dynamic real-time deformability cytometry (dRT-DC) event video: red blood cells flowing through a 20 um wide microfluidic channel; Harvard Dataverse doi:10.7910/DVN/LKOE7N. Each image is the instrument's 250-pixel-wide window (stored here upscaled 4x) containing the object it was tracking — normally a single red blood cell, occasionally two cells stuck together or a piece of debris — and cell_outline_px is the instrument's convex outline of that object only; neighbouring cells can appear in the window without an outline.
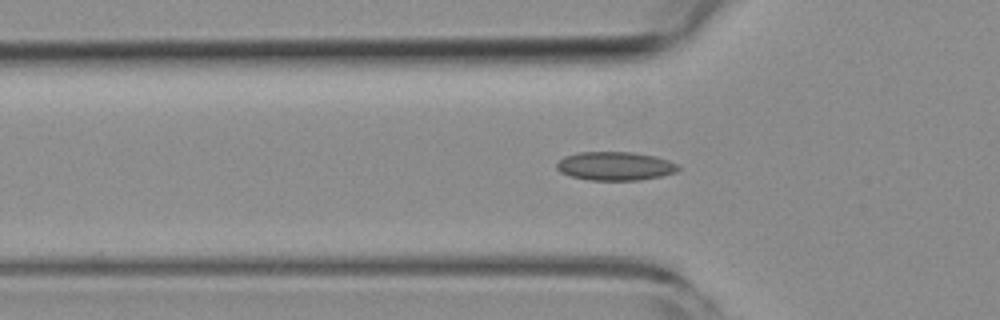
{"species": "common noctule bat (a hibernating species)", "species_latin": "Nyctalus noctula", "temperature_condition": "room temperature", "stored_images_in_passage": 43, "camera_frame_rate_fps": 3000, "um_per_image_px": 0.085, "animal": {"sex": "female", "body_mass_g": 19.3, "forearm_length_mm": 54.1}, "frame": {"image": 1, "passage_image": 6, "time_ms": 1.667, "image_size_px": [1000, 320], "cell_outline_px": [[680, 168], [676, 172], [660, 176], [640, 180], [588, 180], [572, 176], [560, 172], [556, 168], [556, 164], [564, 156], [580, 152], [632, 152], [656, 156], [680, 164]], "centroid_in_image_um": [52.31, 14.11], "position_along_channel_um": 73.5, "area_um2": 20.35}}
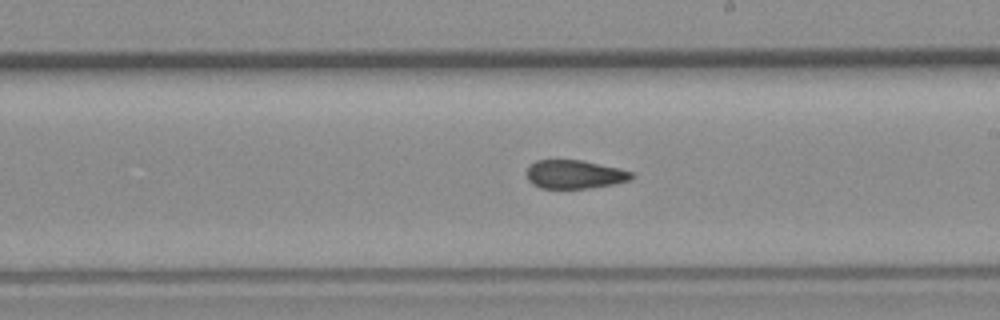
{"frame": {"image": 2, "passage_image": 19, "time_ms": 6.0, "image_size_px": [1000, 320], "cell_outline_px": [[636, 176], [632, 180], [616, 184], [588, 188], [540, 188], [532, 184], [528, 180], [528, 168], [536, 160], [580, 160], [620, 168], [632, 172]], "centroid_in_image_um": [48.9, 14.83], "position_along_channel_um": 240.1, "area_um2": 17.51}}
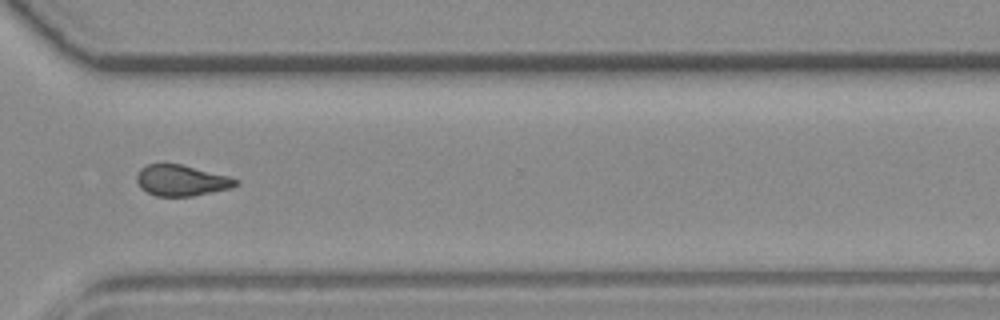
{"frame": {"image": 3, "passage_image": 28, "time_ms": 9.0, "image_size_px": [1000, 320], "cell_outline_px": [[240, 184], [232, 188], [192, 196], [156, 196], [140, 188], [136, 180], [136, 176], [140, 168], [148, 164], [180, 164], [228, 176], [240, 180]], "centroid_in_image_um": [15.43, 15.34], "position_along_channel_um": 355.2, "area_um2": 17.86}, "authors_computed_cell_mechanics": {"area_um2": 18.496, "velocity_mm_per_s": 3.8379, "shape_relaxation_time_tau1_ms": null, "shape_relaxation_time_tau2_ms": 2.2026, "deformation_change_tau1": null, "deformation_change_tau2": 0.0865}}